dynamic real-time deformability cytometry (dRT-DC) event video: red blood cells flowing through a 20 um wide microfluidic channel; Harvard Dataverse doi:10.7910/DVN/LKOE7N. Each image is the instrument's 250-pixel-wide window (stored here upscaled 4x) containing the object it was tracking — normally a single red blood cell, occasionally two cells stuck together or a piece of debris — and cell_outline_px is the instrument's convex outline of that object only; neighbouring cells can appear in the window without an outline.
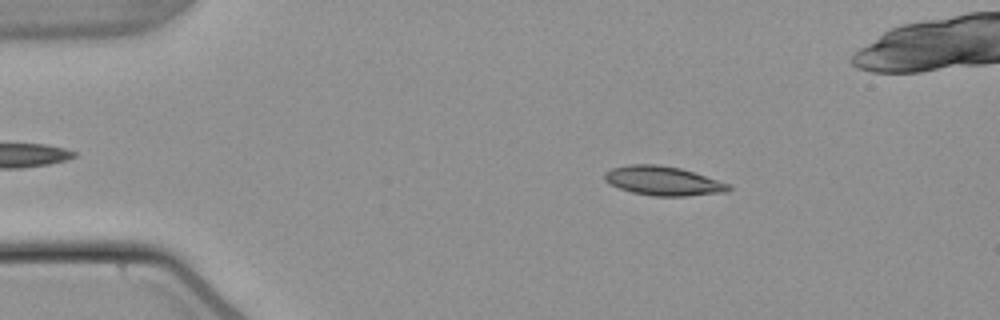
{"species": "common noctule bat (a hibernating species)", "species_latin": "Nyctalus noctula", "temperature_condition": "warm", "stored_images_in_passage": 54, "camera_frame_rate_fps": 3000, "um_per_image_px": 0.085, "animal": {"sex": "male", "body_mass_g": 21.5, "forearm_length_mm": 52.0}, "frame": {"image": 1, "passage_image": 9, "time_ms": 2.667, "image_size_px": [1000, 320], "cell_outline_px": [[732, 188], [728, 192], [684, 196], [652, 196], [632, 192], [608, 184], [604, 180], [604, 172], [612, 168], [628, 164], [660, 164], [680, 168], [732, 184]], "centroid_in_image_um": [56.37, 15.37], "position_along_channel_um": 28.6, "area_um2": 21.33}}
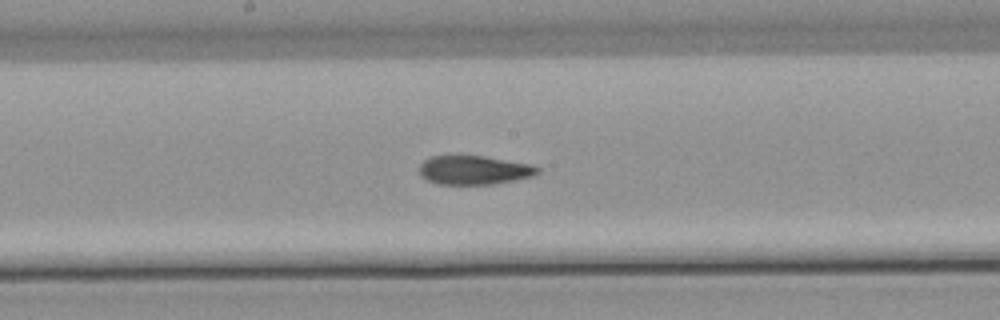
{"frame": {"image": 2, "passage_image": 28, "time_ms": 9.0, "image_size_px": [1000, 320], "cell_outline_px": [[540, 172], [532, 176], [516, 180], [492, 184], [440, 184], [428, 180], [420, 172], [420, 164], [424, 160], [432, 156], [456, 152], [484, 156], [532, 164], [540, 168]], "centroid_in_image_um": [40.29, 14.4], "position_along_channel_um": 207.9, "area_um2": 20.52}}
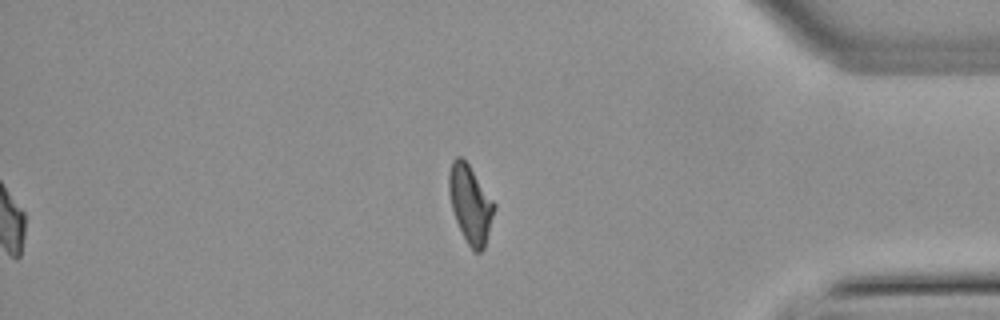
{"frame": {"image": 3, "passage_image": 45, "time_ms": 14.667, "image_size_px": [1000, 320], "cell_outline_px": [[496, 208], [484, 248], [480, 252], [476, 252], [468, 244], [456, 220], [452, 208], [448, 188], [448, 172], [452, 160], [456, 156], [460, 156], [468, 164], [496, 204]], "centroid_in_image_um": [39.98, 17.32], "position_along_channel_um": 395.2, "area_um2": 20.29}, "authors_computed_cell_mechanics": {"area_um2": 20.4034, "velocity_mm_per_s": 3.8214, "shape_relaxation_time_tau1_ms": 9.467, "shape_relaxation_time_tau2_ms": 2.2525, "deformation_change_tau1": 0.2383, "deformation_change_tau2": 0.0934}}